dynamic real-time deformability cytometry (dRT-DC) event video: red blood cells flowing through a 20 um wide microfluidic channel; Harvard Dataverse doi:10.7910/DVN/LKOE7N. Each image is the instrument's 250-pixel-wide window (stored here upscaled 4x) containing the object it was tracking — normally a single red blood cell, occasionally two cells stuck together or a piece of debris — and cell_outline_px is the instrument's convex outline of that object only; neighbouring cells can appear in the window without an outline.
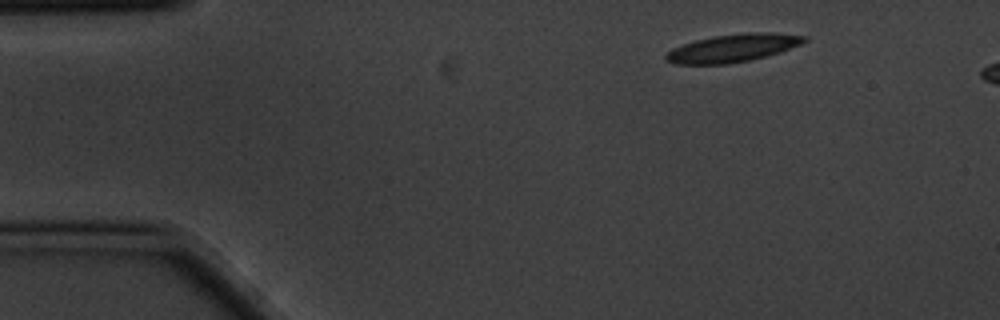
{"species": "common noctule bat (a hibernating species)", "species_latin": "Nyctalus noctula", "temperature_condition": "cold", "stored_images_in_passage": 3, "camera_frame_rate_fps": 3000, "um_per_image_px": 0.085, "animal": {"sex": "male", "body_mass_g": 20.1, "forearm_length_mm": 53.5}, "frame": {"image": 1, "passage_image": 1, "time_ms": 0.0, "image_size_px": [1000, 320], "cell_outline_px": [[808, 40], [800, 44], [780, 52], [748, 60], [728, 64], [676, 64], [664, 60], [664, 56], [672, 48], [696, 40], [716, 36], [748, 32], [772, 32], [808, 36]], "centroid_in_image_um": [62.29, 4.08], "position_along_channel_um": 22.7, "area_um2": 22.31}}